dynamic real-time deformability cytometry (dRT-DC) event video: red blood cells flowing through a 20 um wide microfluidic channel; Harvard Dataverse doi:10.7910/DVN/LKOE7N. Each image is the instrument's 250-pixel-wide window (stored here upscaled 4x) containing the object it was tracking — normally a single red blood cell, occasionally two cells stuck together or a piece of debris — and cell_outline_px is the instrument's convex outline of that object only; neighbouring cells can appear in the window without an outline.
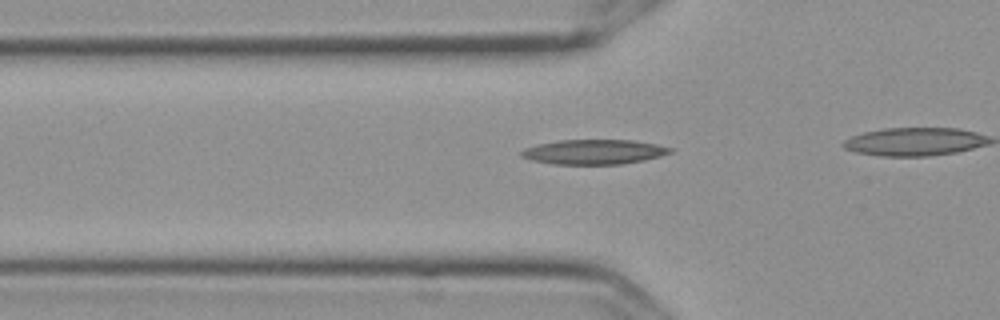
{"species": "Egyptian fruit bat (a non-hibernating species)", "species_latin": "Rousettus aegyptiacus", "temperature_condition": "cold", "stored_images_in_passage": 22, "camera_frame_rate_fps": 3000, "um_per_image_px": 0.085, "frame": {"image": 1, "passage_image": 16, "time_ms": 5.0, "image_size_px": [1000, 320], "cell_outline_px": [[672, 152], [660, 156], [644, 160], [620, 164], [552, 164], [532, 160], [520, 156], [520, 152], [524, 148], [536, 144], [560, 140], [632, 140], [656, 144], [672, 148]], "centroid_in_image_um": [50.45, 12.91], "position_along_channel_um": 75.3, "area_um2": 21.44}}